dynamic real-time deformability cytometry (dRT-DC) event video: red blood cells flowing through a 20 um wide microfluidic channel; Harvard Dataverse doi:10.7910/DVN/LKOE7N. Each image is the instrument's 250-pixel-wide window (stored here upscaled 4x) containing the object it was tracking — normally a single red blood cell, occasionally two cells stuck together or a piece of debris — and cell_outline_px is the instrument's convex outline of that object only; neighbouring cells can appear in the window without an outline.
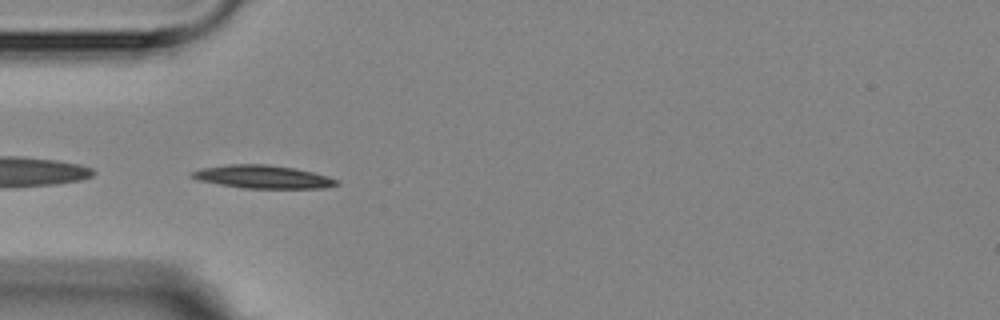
{"species": "Egyptian fruit bat (a non-hibernating species)", "species_latin": "Rousettus aegyptiacus", "temperature_condition": "room temperature", "stored_images_in_passage": 5, "camera_frame_rate_fps": 3000, "um_per_image_px": 0.085, "animal": {"sex": "female"}, "frame": {"image": 1, "passage_image": 4, "time_ms": 3.667, "image_size_px": [1000, 320], "cell_outline_px": [[340, 184], [324, 188], [244, 188], [196, 180], [188, 176], [192, 172], [200, 168], [228, 164], [268, 164], [296, 168], [328, 176], [340, 180]], "centroid_in_image_um": [22.34, 15.02], "position_along_channel_um": 62.7, "area_um2": 19.65}}
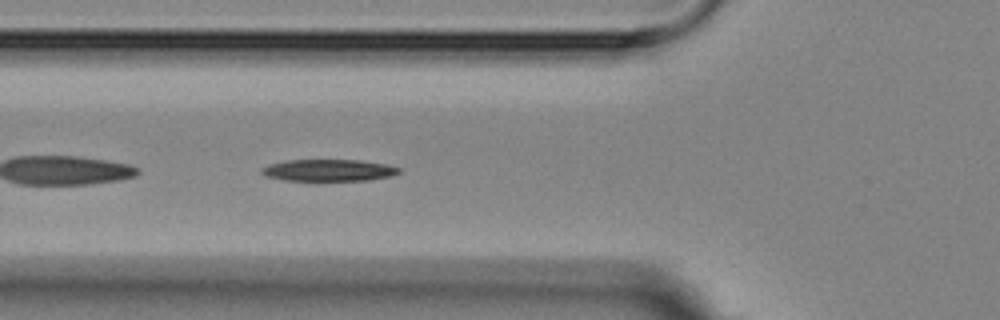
{"frame": {"image": 2, "passage_image": 5, "time_ms": 4.667, "image_size_px": [1000, 320], "cell_outline_px": [[400, 172], [392, 176], [368, 180], [284, 180], [264, 176], [260, 172], [260, 168], [268, 164], [288, 160], [360, 160], [388, 164], [400, 168]], "centroid_in_image_um": [27.92, 14.46], "position_along_channel_um": 97.9, "area_um2": 17.51}}